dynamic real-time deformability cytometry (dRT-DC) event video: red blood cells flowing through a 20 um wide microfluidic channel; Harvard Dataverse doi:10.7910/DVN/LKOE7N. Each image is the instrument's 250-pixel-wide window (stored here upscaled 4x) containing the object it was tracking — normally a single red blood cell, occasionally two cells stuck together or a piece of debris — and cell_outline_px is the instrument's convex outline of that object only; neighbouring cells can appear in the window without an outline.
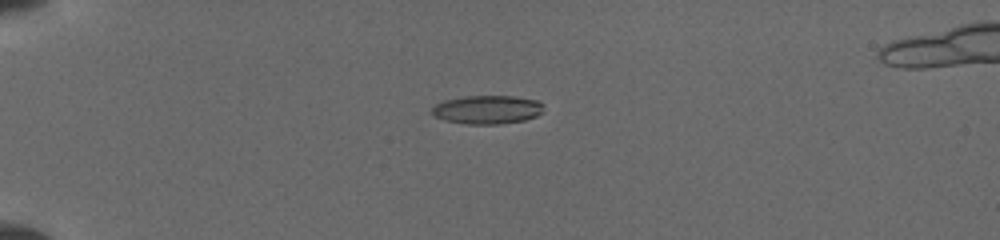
{"species": "common noctule bat (a hibernating species)", "species_latin": "Nyctalus noctula", "temperature_condition": "cold", "stored_images_in_passage": 58, "camera_frame_rate_fps": 3000, "um_per_image_px": 0.085, "animal": {"sex": "female", "body_mass_g": 19.5, "forearm_length_mm": 54.1}, "frame": {"image": 1, "passage_image": 1, "time_ms": 0.0, "image_size_px": [1000, 240], "cell_outline_px": [[544, 104], [540, 112], [536, 116], [524, 120], [500, 124], [468, 124], [444, 120], [432, 116], [432, 108], [436, 104], [444, 100], [464, 96], [512, 96], [536, 100]], "centroid_in_image_um": [41.38, 9.32], "position_along_channel_um": 43.6, "area_um2": 18.55}}
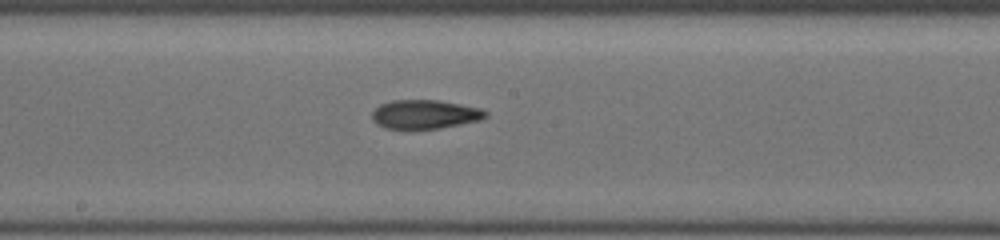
{"frame": {"image": 2, "passage_image": 19, "time_ms": 5.333, "image_size_px": [1000, 240], "cell_outline_px": [[488, 116], [480, 120], [440, 128], [384, 128], [376, 124], [372, 120], [372, 112], [380, 104], [392, 100], [440, 100], [480, 108], [488, 112]], "centroid_in_image_um": [36.11, 9.7], "position_along_channel_um": 212.1, "area_um2": 19.07}}
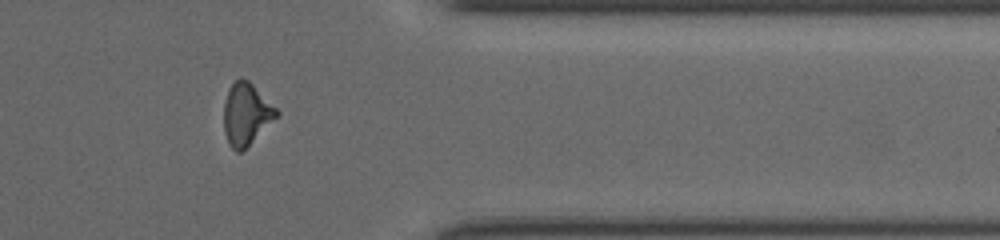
{"frame": {"image": 3, "passage_image": 43, "time_ms": 10.0, "image_size_px": [1000, 240], "cell_outline_px": [[280, 112], [240, 152], [236, 152], [228, 144], [224, 132], [224, 104], [228, 88], [240, 76], [248, 80]], "centroid_in_image_um": [20.88, 9.66], "position_along_channel_um": 390.5, "area_um2": 18.5}}